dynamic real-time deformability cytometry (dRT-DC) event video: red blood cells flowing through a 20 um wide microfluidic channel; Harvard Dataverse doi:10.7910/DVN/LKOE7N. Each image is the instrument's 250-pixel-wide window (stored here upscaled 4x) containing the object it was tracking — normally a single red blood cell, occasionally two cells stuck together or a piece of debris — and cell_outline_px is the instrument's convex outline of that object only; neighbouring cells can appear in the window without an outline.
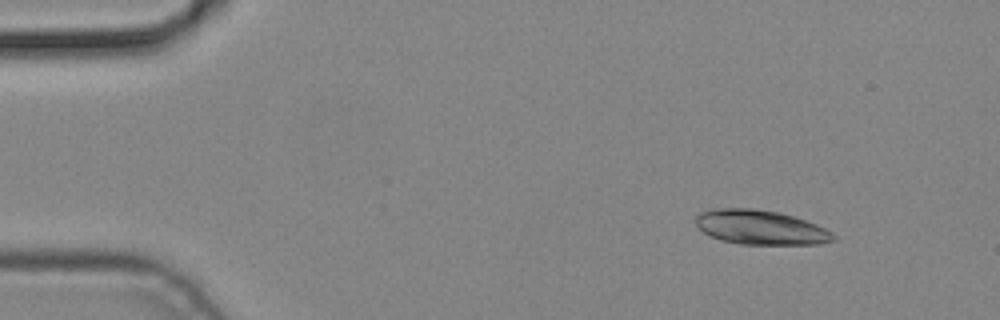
{"species": "common noctule bat (a hibernating species)", "species_latin": "Nyctalus noctula", "temperature_condition": "cold", "stored_images_in_passage": 4, "camera_frame_rate_fps": 3000, "um_per_image_px": 0.085, "animal": {"sex": "male", "body_mass_g": 19.2, "forearm_length_mm": 51.8}, "frame": {"image": 1, "passage_image": 2, "time_ms": 0.333, "image_size_px": [1000, 320], "cell_outline_px": [[836, 240], [820, 244], [740, 244], [720, 240], [708, 236], [696, 224], [696, 216], [700, 212], [712, 208], [756, 208], [780, 212], [816, 224], [832, 232], [836, 236]], "centroid_in_image_um": [64.63, 19.32], "position_along_channel_um": 20.4, "area_um2": 27.8}}